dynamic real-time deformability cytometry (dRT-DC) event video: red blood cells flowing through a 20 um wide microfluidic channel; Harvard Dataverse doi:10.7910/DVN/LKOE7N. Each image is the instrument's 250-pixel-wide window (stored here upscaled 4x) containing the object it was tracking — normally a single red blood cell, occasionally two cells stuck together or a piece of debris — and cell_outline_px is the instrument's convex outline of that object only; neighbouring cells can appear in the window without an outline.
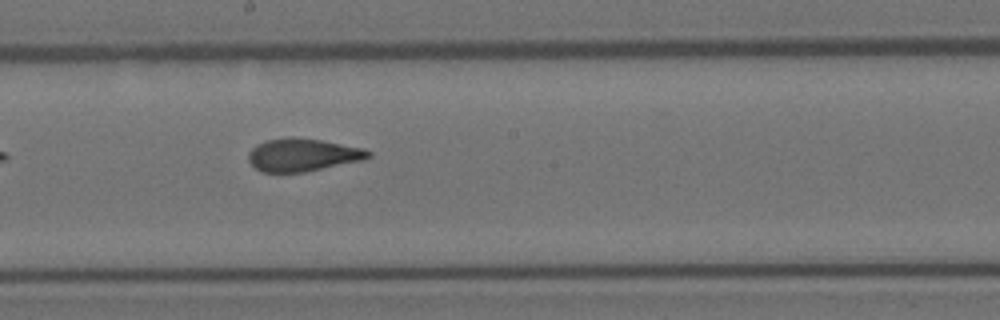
{"species": "Egyptian fruit bat (a non-hibernating species)", "species_latin": "Rousettus aegyptiacus", "temperature_condition": "room temperature", "stored_images_in_passage": 5, "camera_frame_rate_fps": 3000, "um_per_image_px": 0.085, "animal": {"sex": "female"}, "frame": {"image": 1, "passage_image": 5, "time_ms": 1.333, "image_size_px": [1000, 320], "cell_outline_px": [[372, 156], [364, 160], [304, 172], [260, 172], [248, 160], [248, 152], [256, 144], [264, 140], [288, 136], [292, 136], [320, 140], [364, 148], [372, 152]], "centroid_in_image_um": [25.72, 13.15], "position_along_channel_um": 222.5, "area_um2": 23.18}}